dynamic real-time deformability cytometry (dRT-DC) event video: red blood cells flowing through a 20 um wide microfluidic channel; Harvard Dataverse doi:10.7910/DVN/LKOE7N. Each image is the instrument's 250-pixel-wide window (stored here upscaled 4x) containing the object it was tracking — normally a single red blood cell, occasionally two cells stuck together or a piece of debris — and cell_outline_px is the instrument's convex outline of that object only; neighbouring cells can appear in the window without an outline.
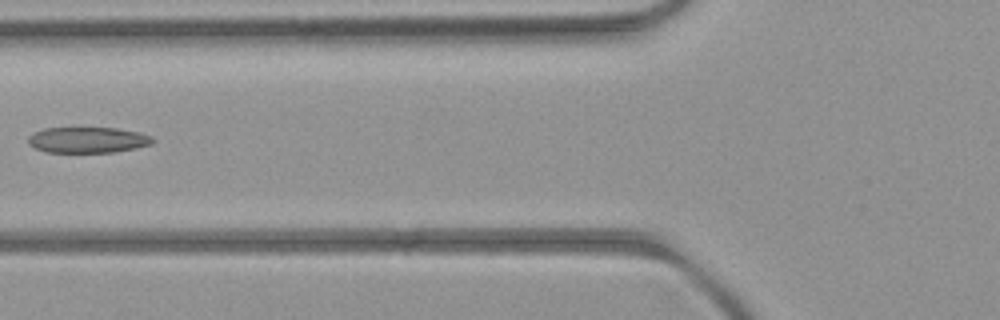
{"species": "common noctule bat (a hibernating species)", "species_latin": "Nyctalus noctula", "temperature_condition": "room temperature", "stored_images_in_passage": 6, "camera_frame_rate_fps": 3000, "um_per_image_px": 0.085, "animal": {"sex": "female", "body_mass_g": 21.9}, "frame": {"image": 1, "passage_image": 5, "time_ms": 4.333, "image_size_px": [1000, 320], "cell_outline_px": [[156, 140], [152, 144], [136, 148], [112, 152], [44, 152], [28, 144], [28, 136], [32, 132], [44, 128], [116, 128], [140, 132], [152, 136]], "centroid_in_image_um": [7.46, 11.89], "position_along_channel_um": 118.3, "area_um2": 18.9}}
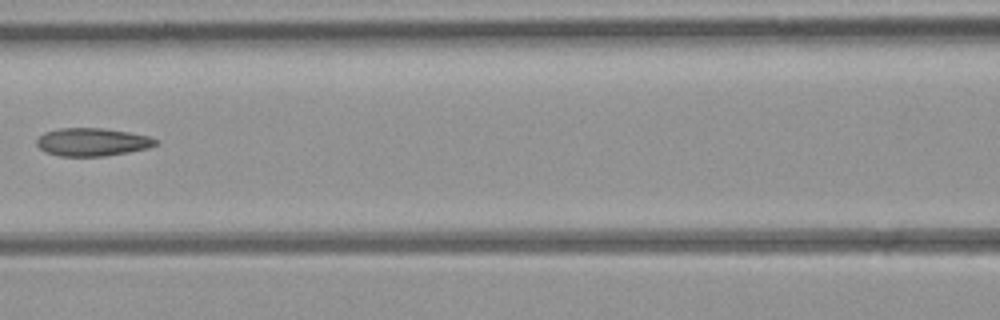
{"frame": {"image": 2, "passage_image": 6, "time_ms": 5.333, "image_size_px": [1000, 320], "cell_outline_px": [[156, 144], [148, 148], [128, 152], [104, 156], [60, 156], [48, 152], [40, 148], [36, 144], [36, 140], [44, 132], [60, 128], [104, 128], [128, 132], [148, 136], [156, 140]], "centroid_in_image_um": [7.82, 12.06], "position_along_channel_um": 158.8, "area_um2": 19.19}}